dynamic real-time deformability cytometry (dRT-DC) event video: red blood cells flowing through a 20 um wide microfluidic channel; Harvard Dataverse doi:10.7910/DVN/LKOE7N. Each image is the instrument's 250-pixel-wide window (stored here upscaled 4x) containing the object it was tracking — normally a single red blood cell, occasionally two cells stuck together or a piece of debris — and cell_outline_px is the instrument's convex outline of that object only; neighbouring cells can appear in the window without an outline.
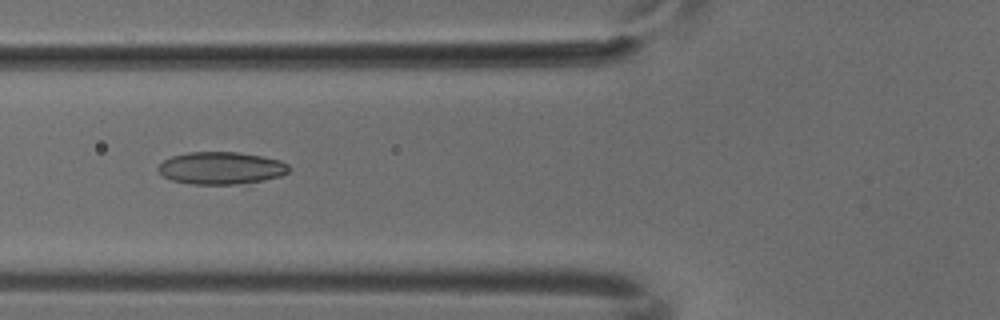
{"species": "common noctule bat (a hibernating species)", "species_latin": "Nyctalus noctula", "temperature_condition": "cold", "stored_images_in_passage": 6, "camera_frame_rate_fps": 3000, "um_per_image_px": 0.085, "animal": {"sex": "male", "body_mass_g": 18.8}, "frame": {"image": 1, "passage_image": 6, "time_ms": 1.667, "image_size_px": [1000, 320], "cell_outline_px": [[288, 172], [280, 176], [264, 180], [236, 184], [192, 184], [172, 180], [164, 176], [156, 168], [164, 160], [172, 156], [188, 152], [240, 152], [280, 160], [288, 164]], "centroid_in_image_um": [18.78, 14.28], "position_along_channel_um": 107.0, "area_um2": 24.51}}